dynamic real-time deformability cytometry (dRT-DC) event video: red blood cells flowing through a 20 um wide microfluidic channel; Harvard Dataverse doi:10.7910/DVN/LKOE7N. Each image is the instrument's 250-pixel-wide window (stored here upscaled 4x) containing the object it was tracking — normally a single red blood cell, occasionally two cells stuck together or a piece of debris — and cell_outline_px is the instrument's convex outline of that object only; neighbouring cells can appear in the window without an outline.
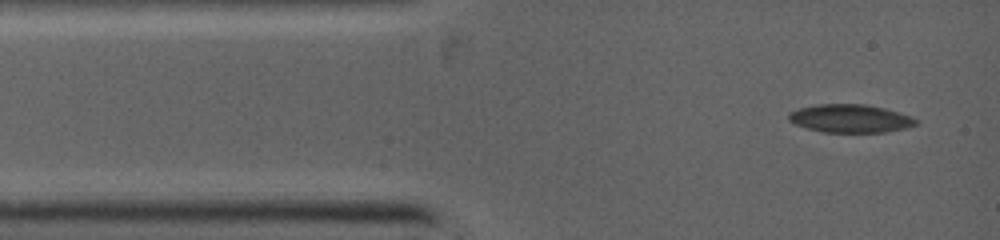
{"species": "common noctule bat (a hibernating species)", "species_latin": "Nyctalus noctula", "temperature_condition": "warm", "stored_images_in_passage": 10, "camera_frame_rate_fps": 5000, "um_per_image_px": 0.085, "animal": {"sex": "female", "body_mass_g": 19.0, "forearm_length_mm": 53.3}, "frame": {"image": 1, "passage_image": 1, "time_ms": 0.0, "image_size_px": [1000, 240], "cell_outline_px": [[916, 124], [908, 128], [884, 132], [820, 132], [796, 124], [788, 120], [788, 112], [800, 108], [816, 104], [864, 104], [884, 108], [912, 116], [916, 120]], "centroid_in_image_um": [72.26, 10.07], "position_along_channel_um": 12.7, "area_um2": 20.87}}
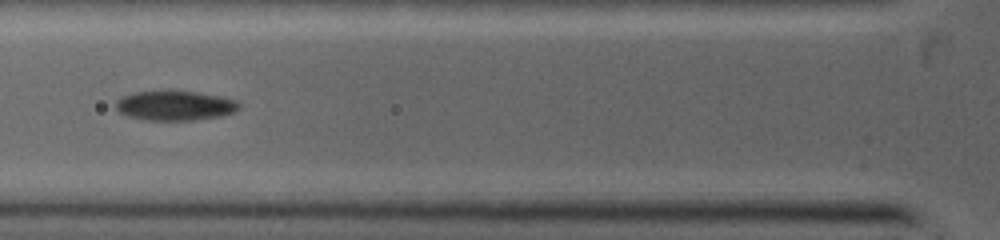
{"frame": {"image": 2, "passage_image": 7, "time_ms": 3.0, "image_size_px": [1000, 240], "cell_outline_px": [[240, 108], [236, 112], [220, 116], [196, 120], [148, 120], [128, 116], [120, 112], [116, 108], [116, 100], [120, 96], [136, 92], [168, 88], [196, 92], [220, 96], [236, 100], [240, 104]], "centroid_in_image_um": [14.87, 8.94], "position_along_channel_um": 110.9, "area_um2": 21.96}}
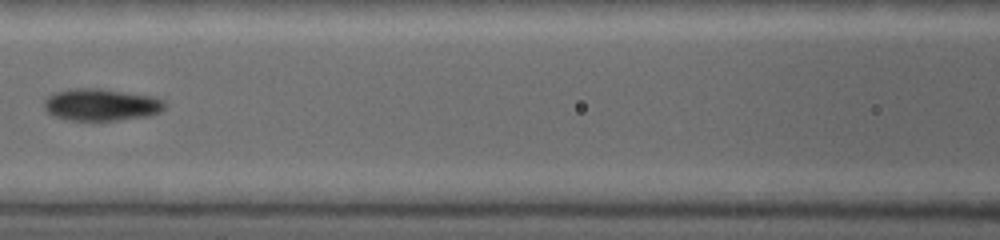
{"frame": {"image": 3, "passage_image": 9, "time_ms": 4.0, "image_size_px": [1000, 240], "cell_outline_px": [[168, 104], [160, 112], [148, 116], [116, 120], [72, 120], [56, 116], [48, 112], [44, 108], [44, 100], [48, 96], [56, 92], [76, 88], [100, 88], [156, 96], [164, 100]], "centroid_in_image_um": [8.67, 8.89], "position_along_channel_um": 157.9, "area_um2": 22.6}}